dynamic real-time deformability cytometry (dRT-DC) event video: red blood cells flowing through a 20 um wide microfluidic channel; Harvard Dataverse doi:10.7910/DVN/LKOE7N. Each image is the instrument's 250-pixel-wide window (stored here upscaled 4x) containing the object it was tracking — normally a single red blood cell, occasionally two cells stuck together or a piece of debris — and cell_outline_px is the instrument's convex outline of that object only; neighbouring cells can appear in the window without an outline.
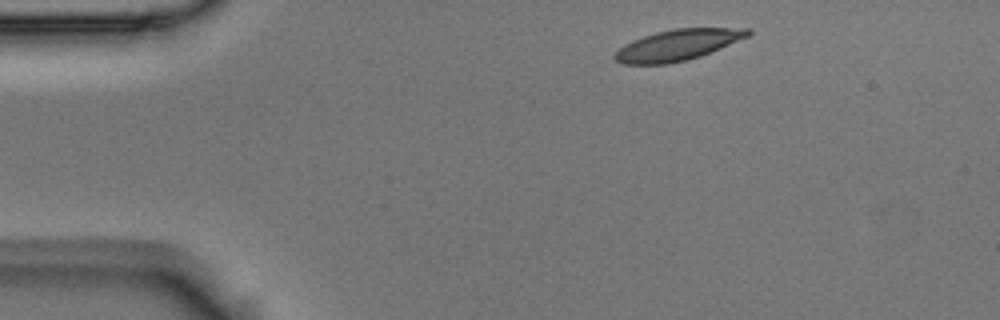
{"species": "Egyptian fruit bat (a non-hibernating species)", "species_latin": "Rousettus aegyptiacus", "temperature_condition": "room temperature", "stored_images_in_passage": 3, "camera_frame_rate_fps": 3000, "um_per_image_px": 0.085, "animal": {"sex": "male"}, "frame": {"image": 1, "passage_image": 1, "time_ms": 0.0, "image_size_px": [1000, 320], "cell_outline_px": [[752, 32], [748, 36], [700, 56], [688, 60], [668, 64], [620, 64], [612, 60], [612, 56], [624, 44], [632, 40], [656, 32], [672, 28], [752, 28]], "centroid_in_image_um": [57.54, 3.83], "position_along_channel_um": 27.5, "area_um2": 24.04}}